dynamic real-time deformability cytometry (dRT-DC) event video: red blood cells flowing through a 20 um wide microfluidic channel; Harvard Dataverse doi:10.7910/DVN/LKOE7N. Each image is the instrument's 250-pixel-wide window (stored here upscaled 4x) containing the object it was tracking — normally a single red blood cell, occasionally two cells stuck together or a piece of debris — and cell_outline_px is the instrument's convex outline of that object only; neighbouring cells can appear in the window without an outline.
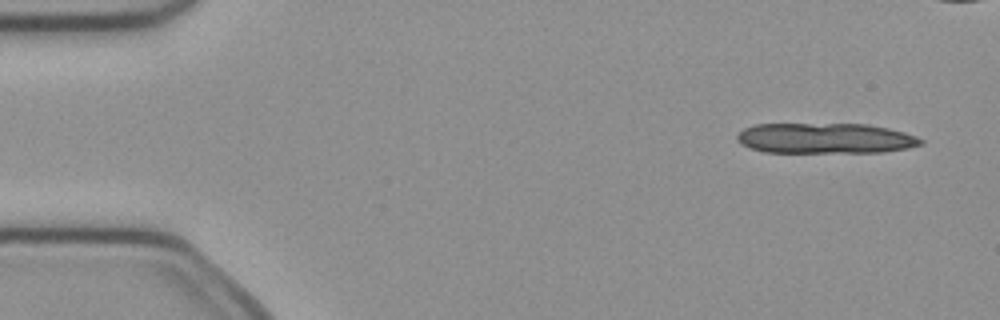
{"species": "common noctule bat (a hibernating species)", "species_latin": "Nyctalus noctula", "temperature_condition": "cold", "stored_images_in_passage": 6, "camera_frame_rate_fps": 3000, "um_per_image_px": 0.085, "animal": {"sex": "female", "body_mass_g": 21.9}, "frame": {"image": 1, "passage_image": 1, "time_ms": 0.0, "image_size_px": [1000, 320], "cell_outline_px": [[924, 144], [908, 148], [884, 152], [764, 152], [740, 144], [736, 140], [736, 136], [744, 128], [756, 124], [868, 124], [888, 128], [904, 132], [916, 136], [924, 140]], "centroid_in_image_um": [70.16, 11.75], "position_along_channel_um": 14.8, "area_um2": 32.71}}